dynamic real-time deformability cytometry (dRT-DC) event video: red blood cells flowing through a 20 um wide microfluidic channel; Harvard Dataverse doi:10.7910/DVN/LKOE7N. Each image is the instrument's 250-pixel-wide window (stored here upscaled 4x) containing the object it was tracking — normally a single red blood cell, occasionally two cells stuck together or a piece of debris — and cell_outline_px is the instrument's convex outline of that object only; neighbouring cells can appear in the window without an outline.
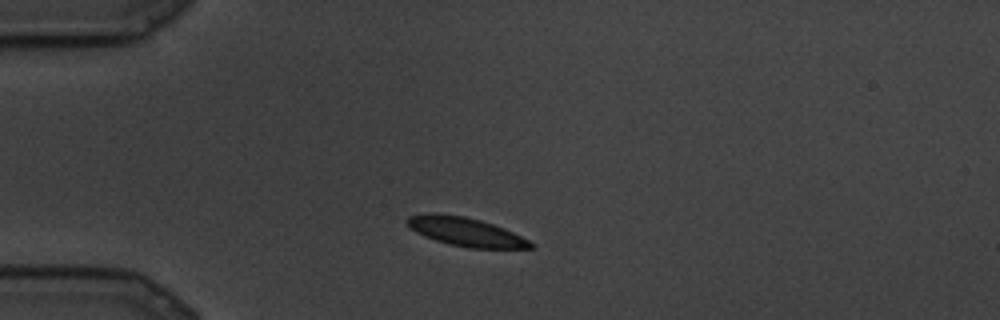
{"species": "common noctule bat (a hibernating species)", "species_latin": "Nyctalus noctula", "temperature_condition": "cold", "stored_images_in_passage": 70, "camera_frame_rate_fps": 3000, "um_per_image_px": 0.085, "animal": {"sex": "male", "body_mass_g": 19.5, "forearm_length_mm": 54.6}, "frame": {"image": 1, "passage_image": 1, "time_ms": 0.0, "image_size_px": [1000, 320], "cell_outline_px": [[536, 248], [472, 248], [448, 244], [424, 236], [416, 232], [404, 220], [408, 216], [424, 212], [440, 212], [464, 216], [480, 220], [504, 228], [536, 244]], "centroid_in_image_um": [39.55, 19.68], "position_along_channel_um": 45.4, "area_um2": 20.81}}
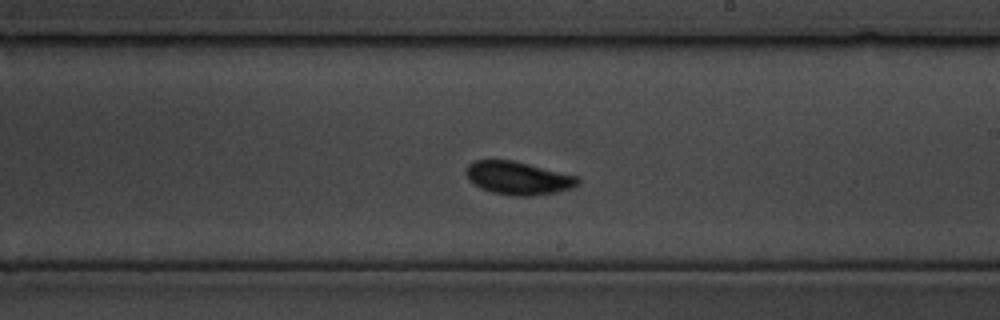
{"frame": {"image": 2, "passage_image": 32, "time_ms": 10.333, "image_size_px": [1000, 320], "cell_outline_px": [[580, 184], [572, 188], [556, 192], [528, 196], [516, 196], [492, 192], [480, 188], [468, 180], [464, 172], [468, 164], [472, 160], [512, 160], [580, 176]], "centroid_in_image_um": [44.04, 15.13], "position_along_channel_um": 245.0, "area_um2": 21.79}}
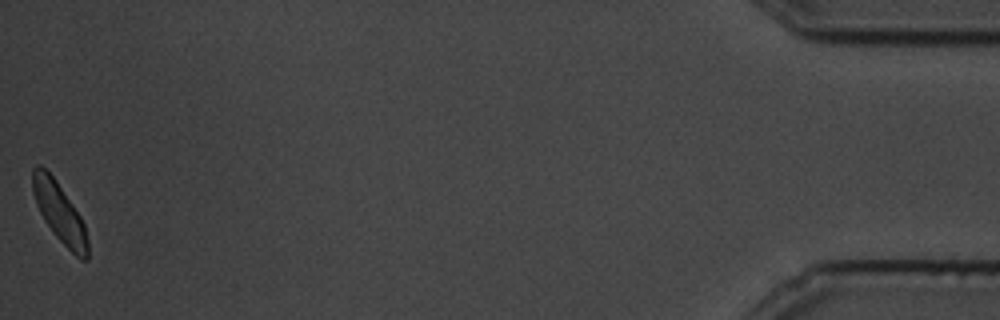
{"frame": {"image": 3, "passage_image": 70, "time_ms": 23.0, "image_size_px": [1000, 320], "cell_outline_px": [[88, 260], [80, 260], [52, 232], [44, 220], [36, 204], [32, 192], [32, 168], [36, 164], [40, 164], [52, 176], [72, 204], [80, 216], [84, 224], [88, 240]], "centroid_in_image_um": [5.04, 18.07], "position_along_channel_um": 430.2, "area_um2": 18.9}}